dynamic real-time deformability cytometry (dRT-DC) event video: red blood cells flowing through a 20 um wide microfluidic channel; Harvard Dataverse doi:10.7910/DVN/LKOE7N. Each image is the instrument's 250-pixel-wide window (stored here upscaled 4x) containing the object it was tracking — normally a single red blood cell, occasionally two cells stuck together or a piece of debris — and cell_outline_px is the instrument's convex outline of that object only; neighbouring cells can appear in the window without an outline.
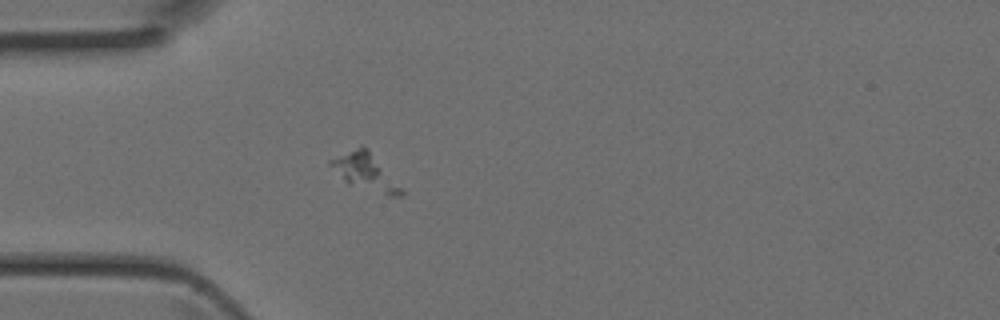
{"species": "Egyptian fruit bat (a non-hibernating species)", "species_latin": "Rousettus aegyptiacus", "temperature_condition": "room temperature", "stored_images_in_passage": 29, "camera_frame_rate_fps": 3000, "um_per_image_px": 0.085, "animal": {"sex": "female"}, "frame": {"image": 1, "passage_image": 14, "time_ms": 4.333, "image_size_px": [1000, 320], "cell_outline_px": [[404, 196], [388, 196], [348, 184], [328, 164], [328, 160], [360, 144], [364, 144], [404, 192]], "centroid_in_image_um": [31.0, 14.59], "position_along_channel_um": 54.0, "area_um2": 14.85}}